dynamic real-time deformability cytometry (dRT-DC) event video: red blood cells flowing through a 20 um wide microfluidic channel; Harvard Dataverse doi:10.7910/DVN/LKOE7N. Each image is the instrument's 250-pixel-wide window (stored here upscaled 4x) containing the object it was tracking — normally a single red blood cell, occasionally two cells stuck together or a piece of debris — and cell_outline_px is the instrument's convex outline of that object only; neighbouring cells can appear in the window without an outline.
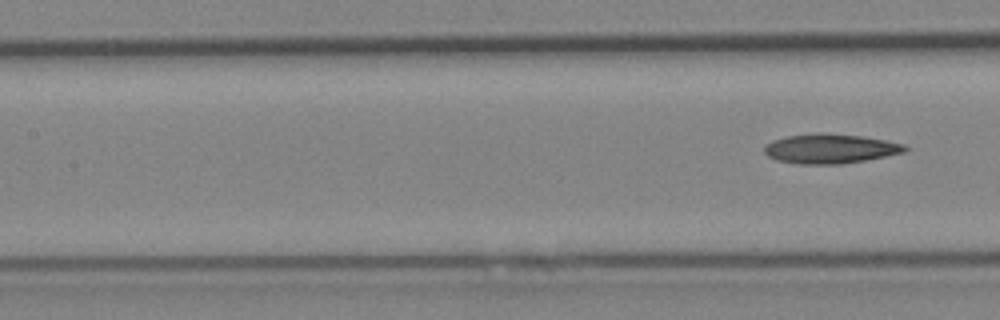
{"species": "Egyptian fruit bat (a non-hibernating species)", "species_latin": "Rousettus aegyptiacus", "temperature_condition": "cold", "stored_images_in_passage": 8, "segment_of_instrument_passage": [2, 2], "camera_frame_rate_fps": 3000, "um_per_image_px": 0.085, "animal": {"sex": "female"}, "frame": {"image": 1, "passage_image": 8, "time_ms": 9.0, "image_size_px": [1000, 320], "cell_outline_px": [[908, 148], [904, 152], [864, 160], [840, 164], [796, 164], [776, 160], [768, 156], [764, 152], [764, 144], [772, 140], [788, 136], [816, 132], [820, 132], [860, 136], [884, 140], [904, 144]], "centroid_in_image_um": [70.5, 12.63], "position_along_channel_um": 136.9, "area_um2": 24.16}}